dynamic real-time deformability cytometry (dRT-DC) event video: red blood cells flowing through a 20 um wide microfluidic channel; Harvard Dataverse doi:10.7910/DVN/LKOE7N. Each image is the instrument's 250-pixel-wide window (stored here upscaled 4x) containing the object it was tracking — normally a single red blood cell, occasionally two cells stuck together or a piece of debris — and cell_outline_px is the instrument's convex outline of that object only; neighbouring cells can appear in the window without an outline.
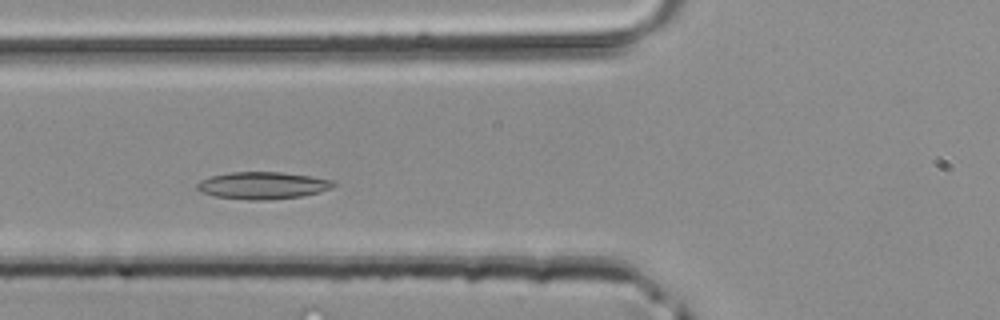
{"species": "common noctule bat (a hibernating species)", "species_latin": "Nyctalus noctula", "temperature_condition": "room temperature", "stored_images_in_passage": 32, "camera_frame_rate_fps": 3000, "um_per_image_px": 0.085, "animal": {"sex": "male", "body_mass_g": 20.4}, "frame": {"image": 1, "passage_image": 4, "time_ms": 1.0, "image_size_px": [1000, 320], "cell_outline_px": [[336, 184], [332, 188], [320, 192], [300, 196], [268, 200], [248, 200], [216, 196], [200, 192], [196, 188], [196, 184], [200, 180], [208, 176], [232, 172], [280, 172], [312, 176], [332, 180]], "centroid_in_image_um": [22.3, 15.76], "position_along_channel_um": 103.5, "area_um2": 21.68}}
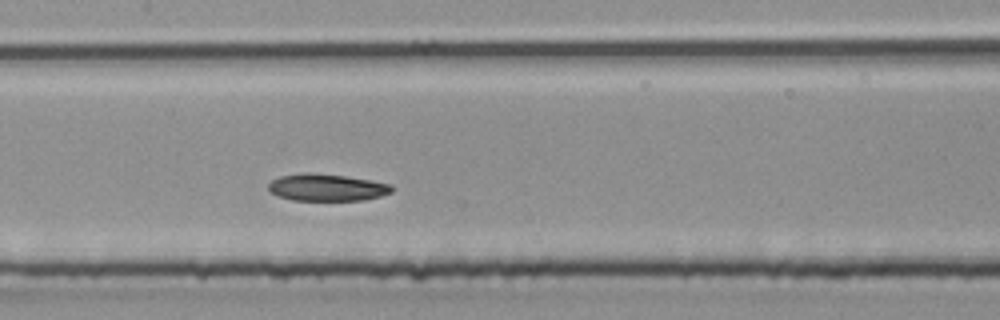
{"frame": {"image": 2, "passage_image": 9, "time_ms": 2.667, "image_size_px": [1000, 320], "cell_outline_px": [[392, 192], [380, 196], [364, 200], [292, 200], [276, 196], [268, 192], [268, 184], [272, 180], [280, 176], [304, 172], [312, 172], [344, 176], [392, 184]], "centroid_in_image_um": [27.72, 15.93], "position_along_channel_um": 179.7, "area_um2": 19.54}}
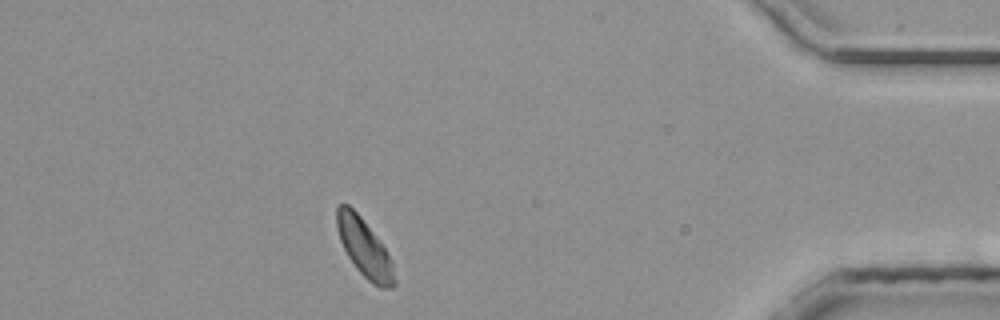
{"frame": {"image": 3, "passage_image": 27, "time_ms": 8.667, "image_size_px": [1000, 320], "cell_outline_px": [[396, 284], [392, 288], [380, 288], [372, 284], [356, 268], [348, 256], [340, 240], [336, 228], [336, 208], [340, 204], [348, 204], [360, 216], [384, 248], [392, 260], [396, 280]], "centroid_in_image_um": [30.97, 21.1], "position_along_channel_um": 404.2, "area_um2": 19.25}}